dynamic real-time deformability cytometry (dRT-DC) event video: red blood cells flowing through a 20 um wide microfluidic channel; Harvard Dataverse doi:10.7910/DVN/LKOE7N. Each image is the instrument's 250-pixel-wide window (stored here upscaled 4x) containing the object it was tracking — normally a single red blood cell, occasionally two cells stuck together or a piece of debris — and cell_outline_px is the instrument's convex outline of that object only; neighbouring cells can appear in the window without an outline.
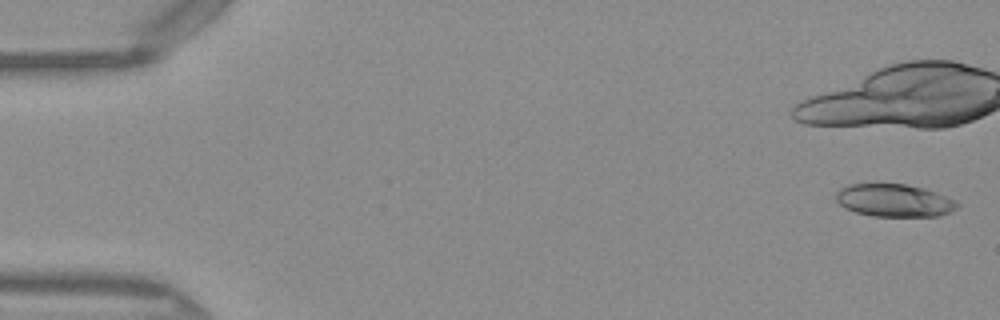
{"species": "Egyptian fruit bat (a non-hibernating species)", "species_latin": "Rousettus aegyptiacus", "temperature_condition": "warm", "stored_images_in_passage": 18, "camera_frame_rate_fps": 3000, "um_per_image_px": 0.085, "frame": {"image": 1, "passage_image": 1, "time_ms": 0.0, "image_size_px": [1000, 320], "cell_outline_px": [[960, 204], [956, 208], [948, 212], [936, 216], [872, 216], [856, 212], [844, 208], [836, 200], [836, 192], [840, 188], [848, 184], [876, 180], [904, 184], [924, 188], [944, 196]], "centroid_in_image_um": [75.89, 16.98], "position_along_channel_um": 9.1, "area_um2": 23.64}}